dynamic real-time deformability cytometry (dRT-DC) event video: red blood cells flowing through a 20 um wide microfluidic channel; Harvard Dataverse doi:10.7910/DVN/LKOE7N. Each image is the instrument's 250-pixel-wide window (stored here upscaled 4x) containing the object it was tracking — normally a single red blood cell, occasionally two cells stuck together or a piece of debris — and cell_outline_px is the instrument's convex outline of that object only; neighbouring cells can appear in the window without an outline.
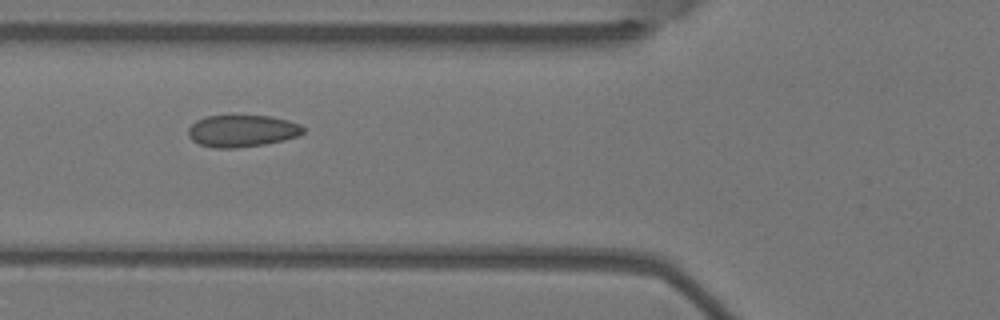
{"species": "Egyptian fruit bat (a non-hibernating species)", "species_latin": "Rousettus aegyptiacus", "temperature_condition": "warm", "stored_images_in_passage": 6, "camera_frame_rate_fps": 3000, "um_per_image_px": 0.085, "animal": {"sex": "female"}, "frame": {"image": 1, "passage_image": 2, "time_ms": 0.333, "image_size_px": [1000, 320], "cell_outline_px": [[304, 132], [296, 136], [284, 140], [264, 144], [236, 148], [212, 148], [200, 144], [192, 140], [188, 136], [188, 128], [196, 120], [208, 116], [272, 116], [288, 120], [300, 124], [304, 128]], "centroid_in_image_um": [20.56, 11.13], "position_along_channel_um": 105.2, "area_um2": 21.39}}
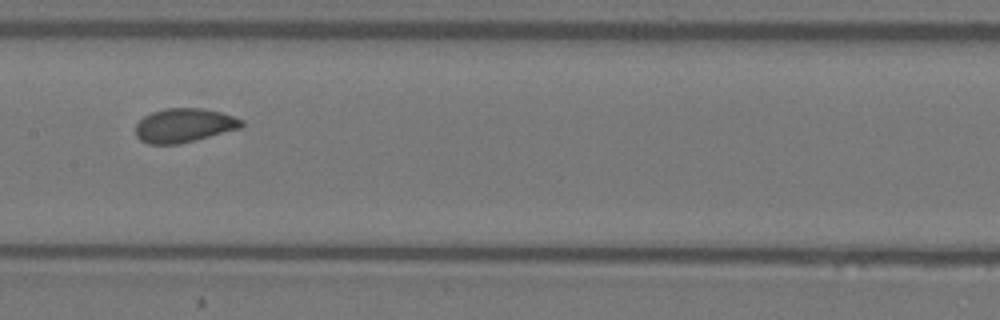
{"frame": {"image": 2, "passage_image": 4, "time_ms": 1.0, "image_size_px": [1000, 320], "cell_outline_px": [[244, 124], [240, 128], [196, 140], [180, 144], [148, 144], [140, 140], [136, 136], [136, 124], [144, 116], [152, 112], [164, 108], [200, 108], [220, 112], [244, 120]], "centroid_in_image_um": [15.63, 10.66], "position_along_channel_um": 191.8, "area_um2": 20.98}}
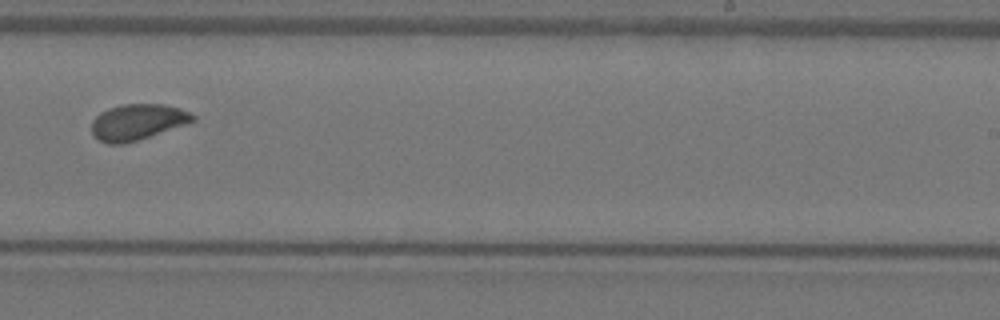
{"frame": {"image": 3, "passage_image": 6, "time_ms": 1.667, "image_size_px": [1000, 320], "cell_outline_px": [[196, 120], [188, 124], [124, 144], [108, 144], [100, 140], [92, 132], [92, 120], [100, 112], [108, 108], [120, 104], [164, 104], [188, 112], [196, 116]], "centroid_in_image_um": [11.68, 10.37], "position_along_channel_um": 277.3, "area_um2": 21.1}}